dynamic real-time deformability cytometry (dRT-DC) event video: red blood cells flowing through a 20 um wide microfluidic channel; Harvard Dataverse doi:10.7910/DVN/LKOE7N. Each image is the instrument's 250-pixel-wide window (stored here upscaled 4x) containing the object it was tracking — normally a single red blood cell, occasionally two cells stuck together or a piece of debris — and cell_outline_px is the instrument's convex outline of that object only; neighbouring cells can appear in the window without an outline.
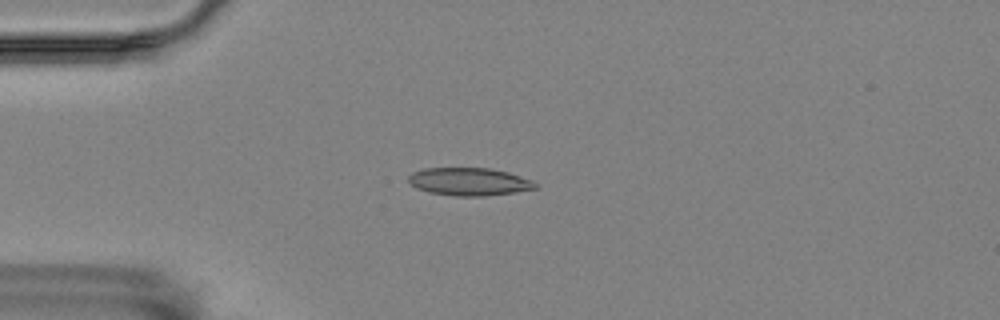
{"species": "Egyptian fruit bat (a non-hibernating species)", "species_latin": "Rousettus aegyptiacus", "temperature_condition": "room temperature", "stored_images_in_passage": 9, "camera_frame_rate_fps": 3000, "um_per_image_px": 0.085, "animal": {"sex": "female"}, "frame": {"image": 1, "passage_image": 4, "time_ms": 1.0, "image_size_px": [1000, 320], "cell_outline_px": [[536, 188], [512, 192], [484, 196], [456, 196], [428, 192], [416, 188], [408, 180], [408, 176], [412, 172], [424, 168], [492, 168], [508, 172], [532, 180], [536, 184]], "centroid_in_image_um": [39.84, 15.43], "position_along_channel_um": 45.2, "area_um2": 20.46}}
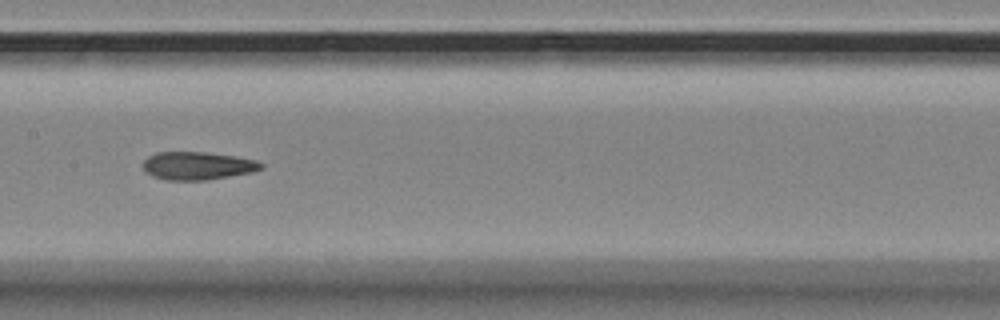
{"frame": {"image": 2, "passage_image": 8, "time_ms": 2.333, "image_size_px": [1000, 320], "cell_outline_px": [[264, 168], [252, 172], [208, 180], [168, 180], [152, 176], [144, 172], [140, 164], [148, 156], [156, 152], [204, 152], [236, 156], [256, 160], [264, 164]], "centroid_in_image_um": [16.76, 14.09], "position_along_channel_um": 190.6, "area_um2": 19.54}}
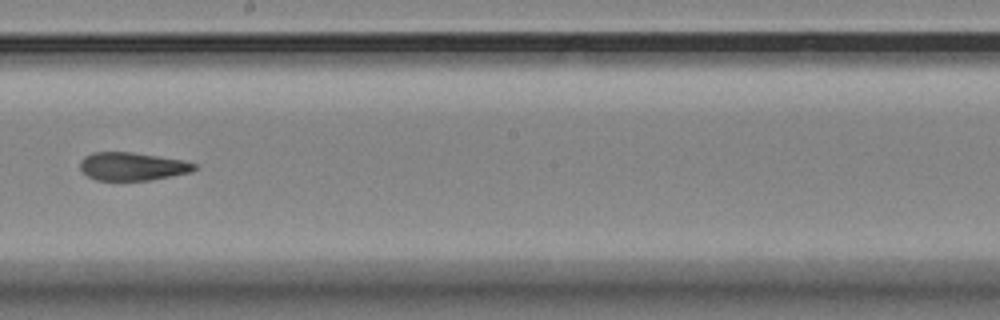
{"frame": {"image": 3, "passage_image": 9, "time_ms": 2.667, "image_size_px": [1000, 320], "cell_outline_px": [[196, 168], [192, 172], [152, 180], [96, 180], [88, 176], [80, 168], [80, 160], [84, 156], [92, 152], [132, 152], [184, 160], [196, 164]], "centroid_in_image_um": [11.25, 14.14], "position_along_channel_um": 236.9, "area_um2": 18.79}}